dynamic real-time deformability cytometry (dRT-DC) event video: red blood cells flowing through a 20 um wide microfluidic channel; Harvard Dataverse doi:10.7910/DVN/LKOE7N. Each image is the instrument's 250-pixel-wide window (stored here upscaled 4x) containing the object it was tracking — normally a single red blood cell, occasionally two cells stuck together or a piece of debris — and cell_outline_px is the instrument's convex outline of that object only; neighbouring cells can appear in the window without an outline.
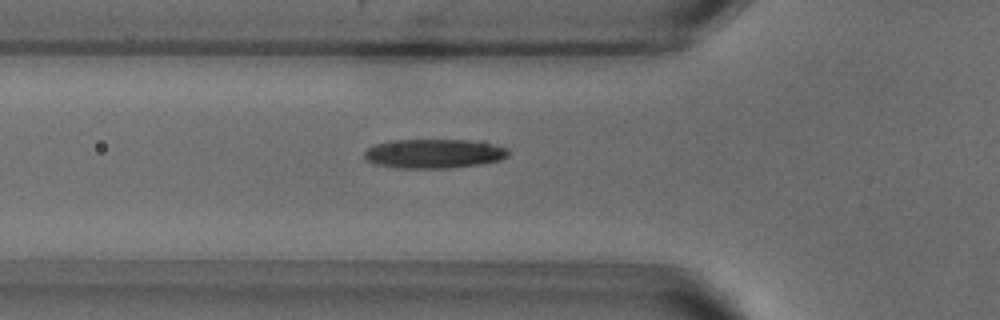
{"species": "common noctule bat (a hibernating species)", "species_latin": "Nyctalus noctula", "temperature_condition": "warm", "stored_images_in_passage": 34, "camera_frame_rate_fps": 3000, "um_per_image_px": 0.085, "animal": {"sex": "male", "body_mass_g": 18.8}, "frame": {"image": 1, "passage_image": 5, "time_ms": 1.333, "image_size_px": [1000, 320], "cell_outline_px": [[508, 156], [500, 160], [480, 164], [448, 168], [396, 168], [376, 164], [368, 160], [364, 156], [364, 152], [368, 148], [376, 144], [392, 140], [484, 140], [508, 148]], "centroid_in_image_um": [36.94, 13.04], "position_along_channel_um": 88.9, "area_um2": 24.74}}
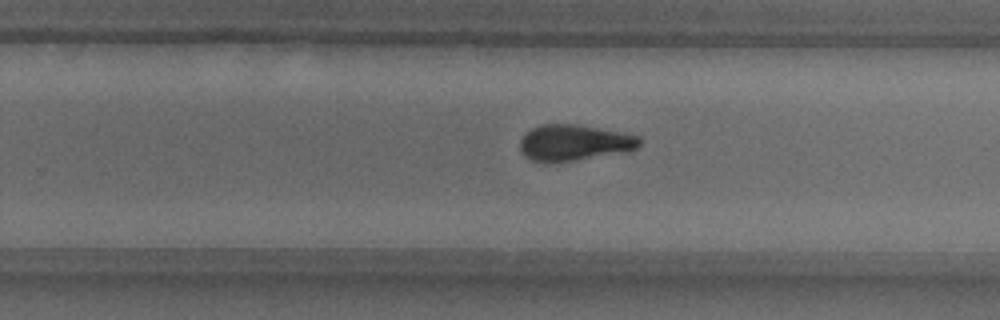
{"frame": {"image": 2, "passage_image": 20, "time_ms": 6.333, "image_size_px": [1000, 320], "cell_outline_px": [[640, 144], [632, 152], [576, 160], [532, 160], [524, 156], [520, 152], [520, 140], [524, 132], [540, 124], [576, 124], [620, 132], [640, 136]], "centroid_in_image_um": [48.83, 12.11], "position_along_channel_um": 281.0, "area_um2": 25.09}}
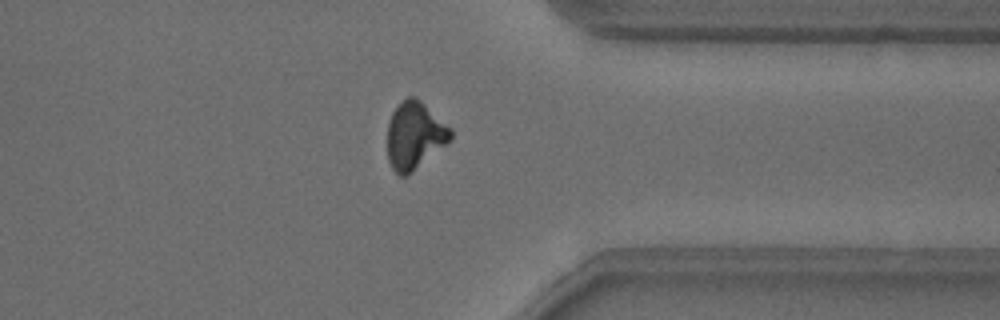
{"frame": {"image": 3, "passage_image": 28, "time_ms": 9.0, "image_size_px": [1000, 320], "cell_outline_px": [[452, 140], [408, 176], [400, 176], [392, 168], [388, 160], [388, 124], [392, 112], [408, 96], [416, 96], [452, 128]], "centroid_in_image_um": [35.27, 11.53], "position_along_channel_um": 376.1, "area_um2": 24.97}, "authors_computed_cell_mechanics": {"area_um2": 25.1719, "velocity_mm_per_s": 3.8243, "shape_relaxation_time_tau1_ms": 5.1486, "shape_relaxation_time_tau2_ms": 3.2967, "deformation_change_tau1": 0.1775, "deformation_change_tau2": 0.1041}}